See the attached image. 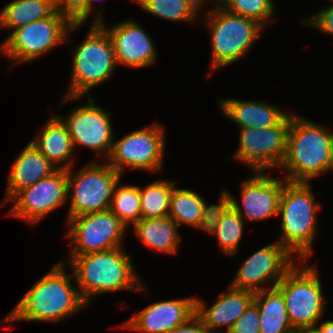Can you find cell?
<instances>
[{
	"mask_svg": "<svg viewBox=\"0 0 333 333\" xmlns=\"http://www.w3.org/2000/svg\"><path fill=\"white\" fill-rule=\"evenodd\" d=\"M145 12L169 22H196L198 13L184 0H130Z\"/></svg>",
	"mask_w": 333,
	"mask_h": 333,
	"instance_id": "f1b7e54d",
	"label": "cell"
},
{
	"mask_svg": "<svg viewBox=\"0 0 333 333\" xmlns=\"http://www.w3.org/2000/svg\"><path fill=\"white\" fill-rule=\"evenodd\" d=\"M259 320V311L256 304L253 302L240 315L227 333H260Z\"/></svg>",
	"mask_w": 333,
	"mask_h": 333,
	"instance_id": "836d02e7",
	"label": "cell"
},
{
	"mask_svg": "<svg viewBox=\"0 0 333 333\" xmlns=\"http://www.w3.org/2000/svg\"><path fill=\"white\" fill-rule=\"evenodd\" d=\"M104 162L91 161L77 172L73 166L67 170V200L70 205L66 220L109 210L114 186L122 176Z\"/></svg>",
	"mask_w": 333,
	"mask_h": 333,
	"instance_id": "9c48e42d",
	"label": "cell"
},
{
	"mask_svg": "<svg viewBox=\"0 0 333 333\" xmlns=\"http://www.w3.org/2000/svg\"><path fill=\"white\" fill-rule=\"evenodd\" d=\"M67 170L57 169L50 176L20 190L10 201L12 207L6 214L36 225L67 200Z\"/></svg>",
	"mask_w": 333,
	"mask_h": 333,
	"instance_id": "9a60e30c",
	"label": "cell"
},
{
	"mask_svg": "<svg viewBox=\"0 0 333 333\" xmlns=\"http://www.w3.org/2000/svg\"><path fill=\"white\" fill-rule=\"evenodd\" d=\"M279 170L289 182L306 183L333 171V131L291 112L286 155Z\"/></svg>",
	"mask_w": 333,
	"mask_h": 333,
	"instance_id": "3957f363",
	"label": "cell"
},
{
	"mask_svg": "<svg viewBox=\"0 0 333 333\" xmlns=\"http://www.w3.org/2000/svg\"><path fill=\"white\" fill-rule=\"evenodd\" d=\"M301 25L309 26L322 34H328V36H333V4H330L329 7H323L318 12H315L314 15L309 16L308 18H303Z\"/></svg>",
	"mask_w": 333,
	"mask_h": 333,
	"instance_id": "e575fe53",
	"label": "cell"
},
{
	"mask_svg": "<svg viewBox=\"0 0 333 333\" xmlns=\"http://www.w3.org/2000/svg\"><path fill=\"white\" fill-rule=\"evenodd\" d=\"M55 12L54 0H12L0 10V28L15 30Z\"/></svg>",
	"mask_w": 333,
	"mask_h": 333,
	"instance_id": "d4e9b609",
	"label": "cell"
},
{
	"mask_svg": "<svg viewBox=\"0 0 333 333\" xmlns=\"http://www.w3.org/2000/svg\"><path fill=\"white\" fill-rule=\"evenodd\" d=\"M312 186L306 182H287L282 190L278 215H281L282 235L277 239L298 260H308L318 236L317 203Z\"/></svg>",
	"mask_w": 333,
	"mask_h": 333,
	"instance_id": "277c9868",
	"label": "cell"
},
{
	"mask_svg": "<svg viewBox=\"0 0 333 333\" xmlns=\"http://www.w3.org/2000/svg\"><path fill=\"white\" fill-rule=\"evenodd\" d=\"M83 24H71L55 12L52 16L33 21L11 31L1 44V55L13 66L30 63L45 56L56 47L70 42V34Z\"/></svg>",
	"mask_w": 333,
	"mask_h": 333,
	"instance_id": "ba28073f",
	"label": "cell"
},
{
	"mask_svg": "<svg viewBox=\"0 0 333 333\" xmlns=\"http://www.w3.org/2000/svg\"><path fill=\"white\" fill-rule=\"evenodd\" d=\"M287 333H302V329H293V330H291V331H289V332H287Z\"/></svg>",
	"mask_w": 333,
	"mask_h": 333,
	"instance_id": "b9f144b4",
	"label": "cell"
},
{
	"mask_svg": "<svg viewBox=\"0 0 333 333\" xmlns=\"http://www.w3.org/2000/svg\"><path fill=\"white\" fill-rule=\"evenodd\" d=\"M277 283L291 325L295 329L315 327L325 313L326 299L317 265L299 260Z\"/></svg>",
	"mask_w": 333,
	"mask_h": 333,
	"instance_id": "52a82bcc",
	"label": "cell"
},
{
	"mask_svg": "<svg viewBox=\"0 0 333 333\" xmlns=\"http://www.w3.org/2000/svg\"><path fill=\"white\" fill-rule=\"evenodd\" d=\"M275 6L273 0H230L226 10L254 19L266 28L274 21Z\"/></svg>",
	"mask_w": 333,
	"mask_h": 333,
	"instance_id": "4dcf8cb0",
	"label": "cell"
},
{
	"mask_svg": "<svg viewBox=\"0 0 333 333\" xmlns=\"http://www.w3.org/2000/svg\"><path fill=\"white\" fill-rule=\"evenodd\" d=\"M254 297L255 293L250 290L229 286L209 307L203 299L196 297V315L212 333H219L221 327H226L225 333H227L240 315L254 302Z\"/></svg>",
	"mask_w": 333,
	"mask_h": 333,
	"instance_id": "d6986e66",
	"label": "cell"
},
{
	"mask_svg": "<svg viewBox=\"0 0 333 333\" xmlns=\"http://www.w3.org/2000/svg\"><path fill=\"white\" fill-rule=\"evenodd\" d=\"M291 112L277 125L264 129L241 128L239 148L231 158L247 165L252 172L279 169L286 155Z\"/></svg>",
	"mask_w": 333,
	"mask_h": 333,
	"instance_id": "8fae6325",
	"label": "cell"
},
{
	"mask_svg": "<svg viewBox=\"0 0 333 333\" xmlns=\"http://www.w3.org/2000/svg\"><path fill=\"white\" fill-rule=\"evenodd\" d=\"M124 247L83 255H68L61 262L70 265L75 277L76 286L86 304L92 303V297L101 294L138 292L147 286L141 282L136 273L133 261Z\"/></svg>",
	"mask_w": 333,
	"mask_h": 333,
	"instance_id": "7a4b0ae2",
	"label": "cell"
},
{
	"mask_svg": "<svg viewBox=\"0 0 333 333\" xmlns=\"http://www.w3.org/2000/svg\"><path fill=\"white\" fill-rule=\"evenodd\" d=\"M253 174V175H252ZM241 183V204L231 197V207L249 222H261L278 215L279 201L284 185L283 178H274L265 172H252Z\"/></svg>",
	"mask_w": 333,
	"mask_h": 333,
	"instance_id": "e0dca14e",
	"label": "cell"
},
{
	"mask_svg": "<svg viewBox=\"0 0 333 333\" xmlns=\"http://www.w3.org/2000/svg\"><path fill=\"white\" fill-rule=\"evenodd\" d=\"M165 142L164 127L153 123L114 139L106 162L121 176L126 168L158 173L164 168Z\"/></svg>",
	"mask_w": 333,
	"mask_h": 333,
	"instance_id": "30bf717a",
	"label": "cell"
},
{
	"mask_svg": "<svg viewBox=\"0 0 333 333\" xmlns=\"http://www.w3.org/2000/svg\"><path fill=\"white\" fill-rule=\"evenodd\" d=\"M137 238L151 250L175 254L180 245L181 234L178 224L169 216L141 218L132 226Z\"/></svg>",
	"mask_w": 333,
	"mask_h": 333,
	"instance_id": "603a6c76",
	"label": "cell"
},
{
	"mask_svg": "<svg viewBox=\"0 0 333 333\" xmlns=\"http://www.w3.org/2000/svg\"><path fill=\"white\" fill-rule=\"evenodd\" d=\"M47 121L29 143L57 169L74 167L75 150L66 124L57 114H52Z\"/></svg>",
	"mask_w": 333,
	"mask_h": 333,
	"instance_id": "7402d4cb",
	"label": "cell"
},
{
	"mask_svg": "<svg viewBox=\"0 0 333 333\" xmlns=\"http://www.w3.org/2000/svg\"><path fill=\"white\" fill-rule=\"evenodd\" d=\"M200 18L211 37V77L219 68L233 65L247 56L250 49L266 29L254 19L242 17L228 10H216L205 13Z\"/></svg>",
	"mask_w": 333,
	"mask_h": 333,
	"instance_id": "8992f818",
	"label": "cell"
},
{
	"mask_svg": "<svg viewBox=\"0 0 333 333\" xmlns=\"http://www.w3.org/2000/svg\"><path fill=\"white\" fill-rule=\"evenodd\" d=\"M72 55L71 79L61 105L91 96L90 91L107 82L118 67L111 39L99 23L90 24Z\"/></svg>",
	"mask_w": 333,
	"mask_h": 333,
	"instance_id": "5b68a950",
	"label": "cell"
},
{
	"mask_svg": "<svg viewBox=\"0 0 333 333\" xmlns=\"http://www.w3.org/2000/svg\"><path fill=\"white\" fill-rule=\"evenodd\" d=\"M219 203L208 205L205 201L204 209L196 229L213 234L216 230L222 215L231 207L230 192L227 189L219 195Z\"/></svg>",
	"mask_w": 333,
	"mask_h": 333,
	"instance_id": "1f68e13d",
	"label": "cell"
},
{
	"mask_svg": "<svg viewBox=\"0 0 333 333\" xmlns=\"http://www.w3.org/2000/svg\"><path fill=\"white\" fill-rule=\"evenodd\" d=\"M95 0H87L86 1V21L88 20V18L90 17V15H92L93 9L97 10V7H94V2Z\"/></svg>",
	"mask_w": 333,
	"mask_h": 333,
	"instance_id": "ab89813d",
	"label": "cell"
},
{
	"mask_svg": "<svg viewBox=\"0 0 333 333\" xmlns=\"http://www.w3.org/2000/svg\"><path fill=\"white\" fill-rule=\"evenodd\" d=\"M167 333H212L195 314L186 323L171 329Z\"/></svg>",
	"mask_w": 333,
	"mask_h": 333,
	"instance_id": "d590c367",
	"label": "cell"
},
{
	"mask_svg": "<svg viewBox=\"0 0 333 333\" xmlns=\"http://www.w3.org/2000/svg\"><path fill=\"white\" fill-rule=\"evenodd\" d=\"M202 195L186 188L174 186L168 216L179 227L182 224L196 229L203 213L205 200Z\"/></svg>",
	"mask_w": 333,
	"mask_h": 333,
	"instance_id": "484cf974",
	"label": "cell"
},
{
	"mask_svg": "<svg viewBox=\"0 0 333 333\" xmlns=\"http://www.w3.org/2000/svg\"><path fill=\"white\" fill-rule=\"evenodd\" d=\"M213 1L212 4L215 3L213 6H215L212 9H207L206 13L216 10H226L230 4V0H208ZM215 1V2H214Z\"/></svg>",
	"mask_w": 333,
	"mask_h": 333,
	"instance_id": "74e56055",
	"label": "cell"
},
{
	"mask_svg": "<svg viewBox=\"0 0 333 333\" xmlns=\"http://www.w3.org/2000/svg\"><path fill=\"white\" fill-rule=\"evenodd\" d=\"M319 323V326L316 325L315 328L319 333H333V320H323Z\"/></svg>",
	"mask_w": 333,
	"mask_h": 333,
	"instance_id": "8d00e7d4",
	"label": "cell"
},
{
	"mask_svg": "<svg viewBox=\"0 0 333 333\" xmlns=\"http://www.w3.org/2000/svg\"><path fill=\"white\" fill-rule=\"evenodd\" d=\"M87 98L86 104L72 108L69 115H57L67 126L74 150L78 146L87 147L94 151L97 157L101 156L106 161L116 139L111 113L96 105L95 98Z\"/></svg>",
	"mask_w": 333,
	"mask_h": 333,
	"instance_id": "4fadbf2b",
	"label": "cell"
},
{
	"mask_svg": "<svg viewBox=\"0 0 333 333\" xmlns=\"http://www.w3.org/2000/svg\"><path fill=\"white\" fill-rule=\"evenodd\" d=\"M69 255H83L125 246L127 226L111 211L90 213L67 220Z\"/></svg>",
	"mask_w": 333,
	"mask_h": 333,
	"instance_id": "7c38bea8",
	"label": "cell"
},
{
	"mask_svg": "<svg viewBox=\"0 0 333 333\" xmlns=\"http://www.w3.org/2000/svg\"><path fill=\"white\" fill-rule=\"evenodd\" d=\"M115 184L109 210L127 226L136 224L141 218L140 186ZM119 186V187H118Z\"/></svg>",
	"mask_w": 333,
	"mask_h": 333,
	"instance_id": "83f0119b",
	"label": "cell"
},
{
	"mask_svg": "<svg viewBox=\"0 0 333 333\" xmlns=\"http://www.w3.org/2000/svg\"><path fill=\"white\" fill-rule=\"evenodd\" d=\"M218 106L239 129L275 126L289 113L276 105L259 100L222 98L218 100Z\"/></svg>",
	"mask_w": 333,
	"mask_h": 333,
	"instance_id": "44dd1931",
	"label": "cell"
},
{
	"mask_svg": "<svg viewBox=\"0 0 333 333\" xmlns=\"http://www.w3.org/2000/svg\"><path fill=\"white\" fill-rule=\"evenodd\" d=\"M196 297L160 300L147 305L120 328L141 333H167L196 314Z\"/></svg>",
	"mask_w": 333,
	"mask_h": 333,
	"instance_id": "ac0fdd59",
	"label": "cell"
},
{
	"mask_svg": "<svg viewBox=\"0 0 333 333\" xmlns=\"http://www.w3.org/2000/svg\"><path fill=\"white\" fill-rule=\"evenodd\" d=\"M245 222L232 207L222 215L212 235L216 236L219 249L224 255L232 257L238 252Z\"/></svg>",
	"mask_w": 333,
	"mask_h": 333,
	"instance_id": "f546056e",
	"label": "cell"
},
{
	"mask_svg": "<svg viewBox=\"0 0 333 333\" xmlns=\"http://www.w3.org/2000/svg\"><path fill=\"white\" fill-rule=\"evenodd\" d=\"M87 0H54L55 11L71 24H85Z\"/></svg>",
	"mask_w": 333,
	"mask_h": 333,
	"instance_id": "d6a6232c",
	"label": "cell"
},
{
	"mask_svg": "<svg viewBox=\"0 0 333 333\" xmlns=\"http://www.w3.org/2000/svg\"><path fill=\"white\" fill-rule=\"evenodd\" d=\"M302 333H319L315 327L302 328Z\"/></svg>",
	"mask_w": 333,
	"mask_h": 333,
	"instance_id": "60d3db41",
	"label": "cell"
},
{
	"mask_svg": "<svg viewBox=\"0 0 333 333\" xmlns=\"http://www.w3.org/2000/svg\"><path fill=\"white\" fill-rule=\"evenodd\" d=\"M175 181L157 179L140 186V205L142 218H160L168 216ZM142 187V188H141Z\"/></svg>",
	"mask_w": 333,
	"mask_h": 333,
	"instance_id": "4316f807",
	"label": "cell"
},
{
	"mask_svg": "<svg viewBox=\"0 0 333 333\" xmlns=\"http://www.w3.org/2000/svg\"><path fill=\"white\" fill-rule=\"evenodd\" d=\"M66 264L59 261L39 278L11 309L1 323L38 321L56 323L87 308L81 297L73 272H66Z\"/></svg>",
	"mask_w": 333,
	"mask_h": 333,
	"instance_id": "6da1fadb",
	"label": "cell"
},
{
	"mask_svg": "<svg viewBox=\"0 0 333 333\" xmlns=\"http://www.w3.org/2000/svg\"><path fill=\"white\" fill-rule=\"evenodd\" d=\"M91 23H99L108 33L117 65L132 69H144L155 64L158 59L155 42L142 26L134 19H125L107 27L102 13L95 14Z\"/></svg>",
	"mask_w": 333,
	"mask_h": 333,
	"instance_id": "2e32d148",
	"label": "cell"
},
{
	"mask_svg": "<svg viewBox=\"0 0 333 333\" xmlns=\"http://www.w3.org/2000/svg\"><path fill=\"white\" fill-rule=\"evenodd\" d=\"M7 179L3 207L22 189L50 176L57 168L37 149L28 143L16 156Z\"/></svg>",
	"mask_w": 333,
	"mask_h": 333,
	"instance_id": "ffe728a7",
	"label": "cell"
},
{
	"mask_svg": "<svg viewBox=\"0 0 333 333\" xmlns=\"http://www.w3.org/2000/svg\"><path fill=\"white\" fill-rule=\"evenodd\" d=\"M242 262L230 286L256 293L276 287L299 260L276 240L255 251Z\"/></svg>",
	"mask_w": 333,
	"mask_h": 333,
	"instance_id": "5bb4252c",
	"label": "cell"
},
{
	"mask_svg": "<svg viewBox=\"0 0 333 333\" xmlns=\"http://www.w3.org/2000/svg\"><path fill=\"white\" fill-rule=\"evenodd\" d=\"M254 303L259 311L260 333H287L294 329L283 295L277 287L256 292Z\"/></svg>",
	"mask_w": 333,
	"mask_h": 333,
	"instance_id": "cb8c5ba5",
	"label": "cell"
},
{
	"mask_svg": "<svg viewBox=\"0 0 333 333\" xmlns=\"http://www.w3.org/2000/svg\"><path fill=\"white\" fill-rule=\"evenodd\" d=\"M185 2H187L190 6L193 7V9L200 14L202 11V7L205 8L206 6H204L208 0H184Z\"/></svg>",
	"mask_w": 333,
	"mask_h": 333,
	"instance_id": "f35d334b",
	"label": "cell"
}]
</instances>
